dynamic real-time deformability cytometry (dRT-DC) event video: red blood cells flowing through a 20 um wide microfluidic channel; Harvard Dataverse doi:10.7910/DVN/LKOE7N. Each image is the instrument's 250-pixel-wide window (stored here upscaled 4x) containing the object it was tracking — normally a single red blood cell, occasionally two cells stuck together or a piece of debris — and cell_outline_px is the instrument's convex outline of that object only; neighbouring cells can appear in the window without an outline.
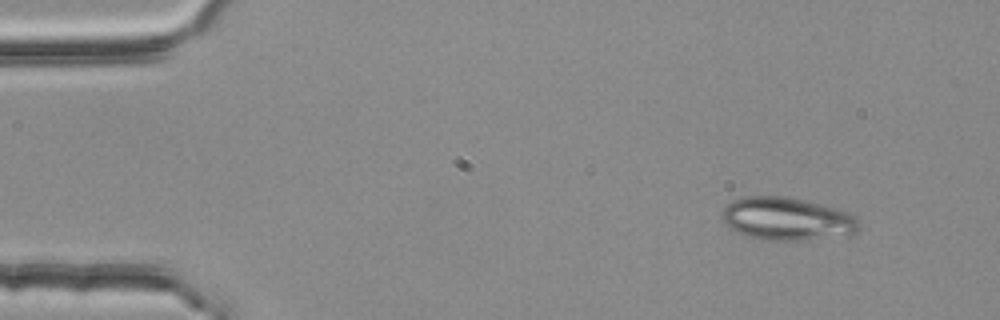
{"species": "common noctule bat (a hibernating species)", "species_latin": "Nyctalus noctula", "temperature_condition": "room temperature", "stored_images_in_passage": 51, "camera_frame_rate_fps": 3000, "um_per_image_px": 0.085, "animal": {"sex": "female", "body_mass_g": 25.1}, "frame": {"image": 1, "passage_image": 3, "time_ms": 0.667, "image_size_px": [1000, 320], "cell_outline_px": [[856, 232], [848, 236], [804, 240], [768, 240], [748, 236], [736, 232], [724, 224], [720, 216], [724, 208], [732, 200], [744, 196], [784, 196], [804, 200], [852, 212], [856, 216]], "centroid_in_image_um": [66.87, 18.6], "position_along_channel_um": 18.1, "area_um2": 34.45}}
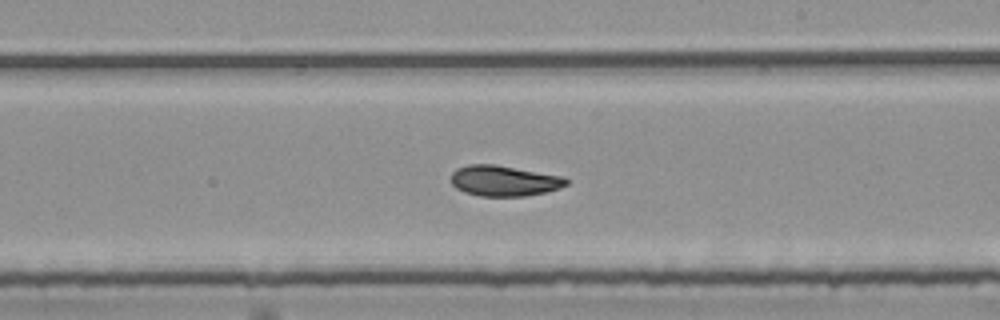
{"frame": {"image": 2, "passage_image": 29, "time_ms": 9.333, "image_size_px": [1000, 320], "cell_outline_px": [[568, 184], [560, 188], [544, 192], [524, 196], [480, 196], [464, 192], [456, 188], [452, 184], [452, 172], [456, 168], [468, 164], [496, 164], [564, 176], [568, 180]], "centroid_in_image_um": [42.85, 15.35], "position_along_channel_um": 246.2, "area_um2": 20.69}}
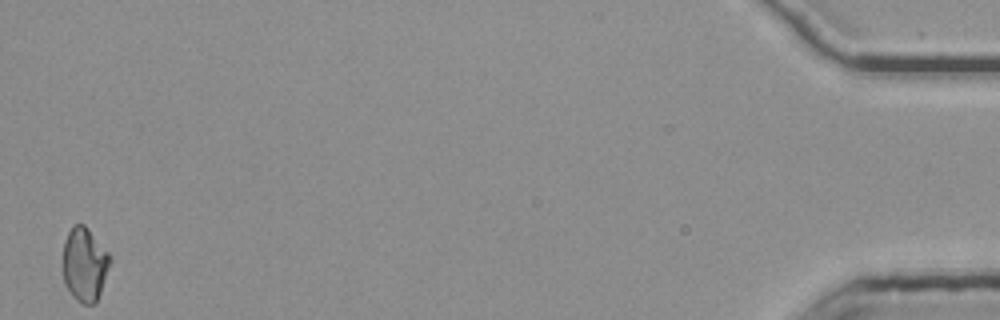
{"frame": {"image": 3, "passage_image": 51, "time_ms": 16.667, "image_size_px": [1000, 320], "cell_outline_px": [[112, 260], [96, 304], [84, 304], [76, 300], [72, 296], [64, 284], [64, 240], [68, 232], [76, 224], [84, 224], [112, 256]], "centroid_in_image_um": [7.22, 22.5], "position_along_channel_um": 428.0, "area_um2": 20.29}, "authors_computed_cell_mechanics": {"area_um2": 20.8658, "velocity_mm_per_s": 3.7848, "shape_relaxation_time_tau1_ms": 7.2665, "shape_relaxation_time_tau2_ms": 4.0197, "deformation_change_tau1": 0.1783, "deformation_change_tau2": 0.09}}